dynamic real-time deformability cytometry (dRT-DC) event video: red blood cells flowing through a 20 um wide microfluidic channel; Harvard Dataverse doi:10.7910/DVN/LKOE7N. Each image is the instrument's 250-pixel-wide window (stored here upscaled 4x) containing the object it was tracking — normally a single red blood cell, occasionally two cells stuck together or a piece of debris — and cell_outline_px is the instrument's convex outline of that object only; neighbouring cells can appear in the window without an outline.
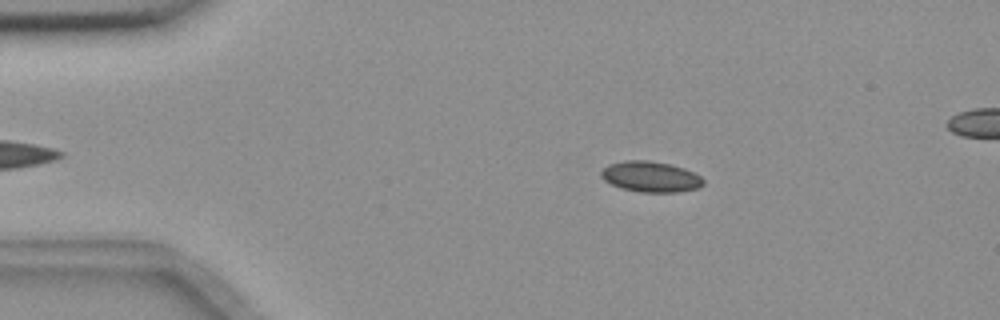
{"species": "common noctule bat (a hibernating species)", "species_latin": "Nyctalus noctula", "temperature_condition": "room temperature", "stored_images_in_passage": 45, "camera_frame_rate_fps": 3000, "um_per_image_px": 0.085, "animal": {"sex": "female", "body_mass_g": 18.4}, "frame": {"image": 1, "passage_image": 8, "time_ms": 2.333, "image_size_px": [1000, 320], "cell_outline_px": [[704, 184], [696, 188], [676, 192], [640, 192], [620, 188], [604, 180], [600, 176], [600, 172], [608, 164], [624, 160], [648, 160], [668, 164], [684, 168], [700, 176], [704, 180]], "centroid_in_image_um": [55.27, 15.02], "position_along_channel_um": 29.7, "area_um2": 18.21}}
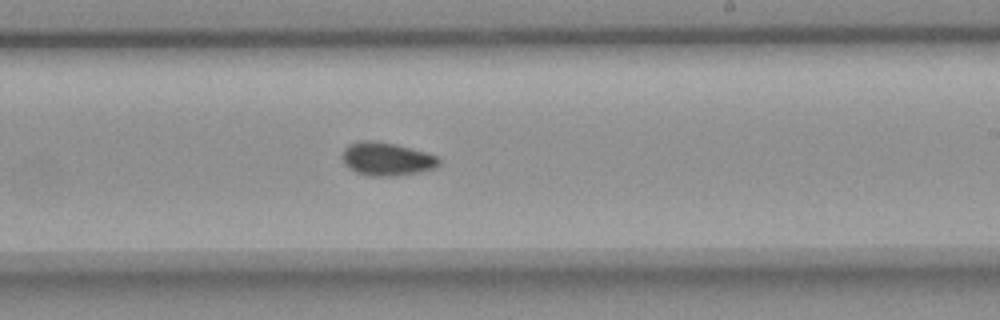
{"frame": {"image": 2, "passage_image": 31, "time_ms": 10.0, "image_size_px": [1000, 320], "cell_outline_px": [[440, 164], [432, 168], [416, 172], [388, 176], [368, 176], [356, 172], [348, 168], [344, 164], [340, 156], [344, 148], [348, 144], [360, 140], [376, 140], [396, 144], [424, 152], [436, 156], [440, 160]], "centroid_in_image_um": [32.77, 13.49], "position_along_channel_um": 256.2, "area_um2": 18.73}}
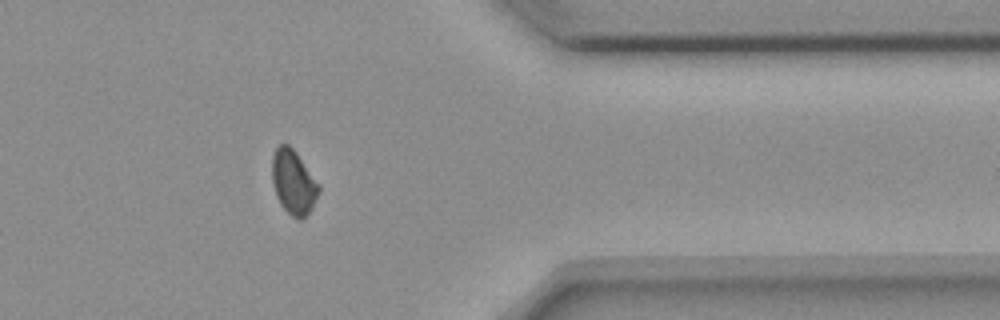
{"frame": {"image": 3, "passage_image": 43, "time_ms": 14.0, "image_size_px": [1000, 320], "cell_outline_px": [[320, 192], [312, 208], [300, 220], [292, 216], [280, 204], [276, 196], [272, 180], [272, 156], [276, 148], [280, 144], [288, 144], [296, 152], [320, 184]], "centroid_in_image_um": [24.95, 15.47], "position_along_channel_um": 386.5, "area_um2": 17.51}, "authors_computed_cell_mechanics": {"area_um2": 17.8602, "velocity_mm_per_s": 3.6534, "shape_relaxation_time_tau1_ms": null, "shape_relaxation_time_tau2_ms": 4.6363, "deformation_change_tau1": null, "deformation_change_tau2": 0.0718}}